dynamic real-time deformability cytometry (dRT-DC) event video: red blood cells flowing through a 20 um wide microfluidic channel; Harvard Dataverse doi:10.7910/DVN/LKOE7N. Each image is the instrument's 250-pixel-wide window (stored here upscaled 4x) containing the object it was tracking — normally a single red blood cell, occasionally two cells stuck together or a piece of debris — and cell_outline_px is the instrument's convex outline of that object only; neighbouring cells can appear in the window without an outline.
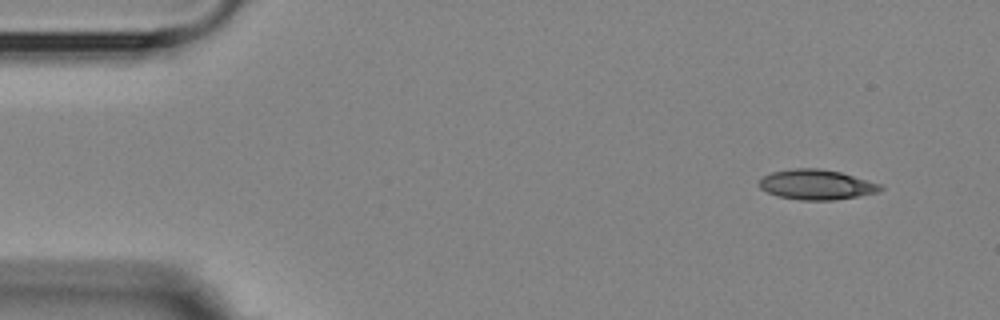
{"species": "Egyptian fruit bat (a non-hibernating species)", "species_latin": "Rousettus aegyptiacus", "temperature_condition": "room temperature", "stored_images_in_passage": 4, "camera_frame_rate_fps": 3000, "um_per_image_px": 0.085, "animal": {"sex": "female"}, "frame": {"image": 1, "passage_image": 1, "time_ms": 0.0, "image_size_px": [1000, 320], "cell_outline_px": [[884, 188], [880, 192], [836, 200], [800, 200], [776, 196], [760, 188], [760, 180], [764, 176], [772, 172], [792, 168], [820, 168], [840, 172], [880, 184]], "centroid_in_image_um": [69.41, 15.7], "position_along_channel_um": 15.6, "area_um2": 21.21}}
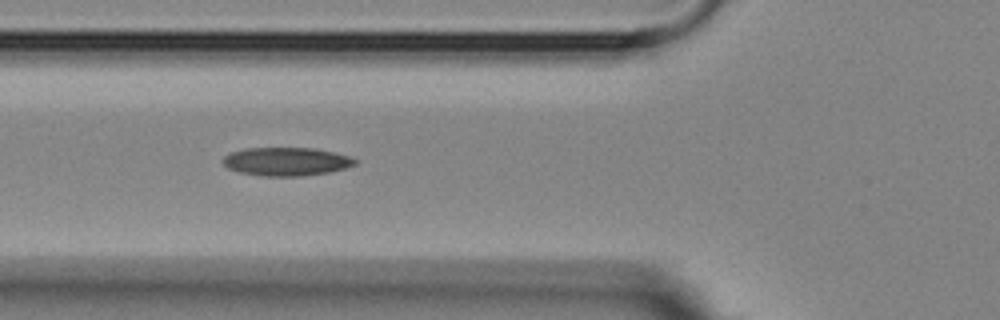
{"frame": {"image": 2, "passage_image": 3, "time_ms": 5.0, "image_size_px": [1000, 320], "cell_outline_px": [[356, 164], [344, 168], [328, 172], [300, 176], [260, 176], [240, 172], [228, 168], [220, 160], [224, 156], [232, 152], [244, 148], [316, 148], [352, 156], [356, 160]], "centroid_in_image_um": [24.33, 13.72], "position_along_channel_um": 101.5, "area_um2": 21.91}}
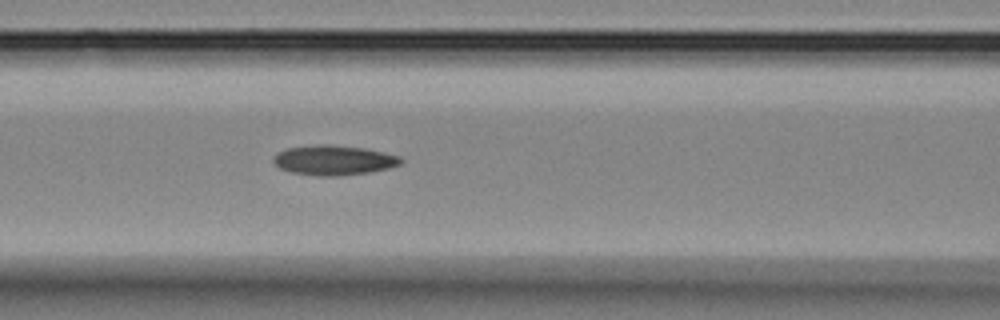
{"frame": {"image": 3, "passage_image": 4, "time_ms": 6.0, "image_size_px": [1000, 320], "cell_outline_px": [[404, 160], [400, 164], [388, 168], [368, 172], [336, 176], [320, 176], [292, 172], [280, 168], [272, 160], [276, 152], [288, 148], [328, 144], [364, 148], [384, 152], [400, 156]], "centroid_in_image_um": [28.38, 13.61], "position_along_channel_um": 138.2, "area_um2": 21.91}}